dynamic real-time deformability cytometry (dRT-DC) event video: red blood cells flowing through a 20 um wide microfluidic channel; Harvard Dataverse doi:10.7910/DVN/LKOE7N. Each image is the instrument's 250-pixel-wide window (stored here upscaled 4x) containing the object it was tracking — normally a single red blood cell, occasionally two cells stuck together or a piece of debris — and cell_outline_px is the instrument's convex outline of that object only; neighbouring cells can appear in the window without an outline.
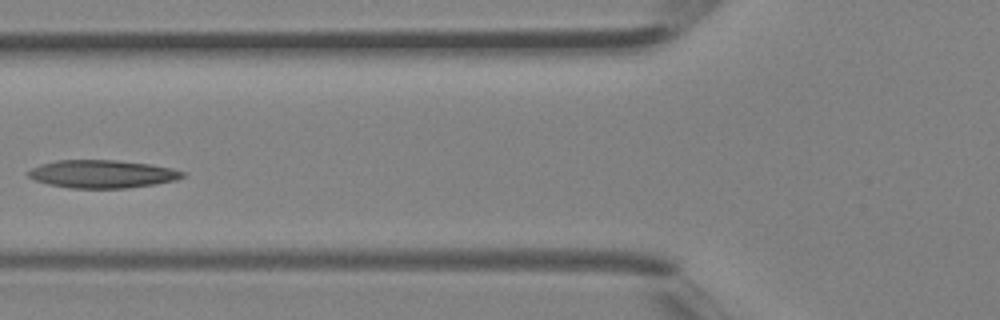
{"species": "Egyptian fruit bat (a non-hibernating species)", "species_latin": "Rousettus aegyptiacus", "temperature_condition": "room temperature", "stored_images_in_passage": 20, "camera_frame_rate_fps": 3000, "um_per_image_px": 0.085, "animal": {"sex": "female"}, "frame": {"image": 1, "passage_image": 6, "time_ms": 1.667, "image_size_px": [1000, 320], "cell_outline_px": [[188, 172], [184, 176], [176, 180], [128, 188], [72, 188], [48, 184], [36, 180], [28, 176], [24, 172], [40, 164], [56, 160], [116, 160], [152, 164], [172, 168]], "centroid_in_image_um": [8.7, 14.78], "position_along_channel_um": 117.1, "area_um2": 25.26}}